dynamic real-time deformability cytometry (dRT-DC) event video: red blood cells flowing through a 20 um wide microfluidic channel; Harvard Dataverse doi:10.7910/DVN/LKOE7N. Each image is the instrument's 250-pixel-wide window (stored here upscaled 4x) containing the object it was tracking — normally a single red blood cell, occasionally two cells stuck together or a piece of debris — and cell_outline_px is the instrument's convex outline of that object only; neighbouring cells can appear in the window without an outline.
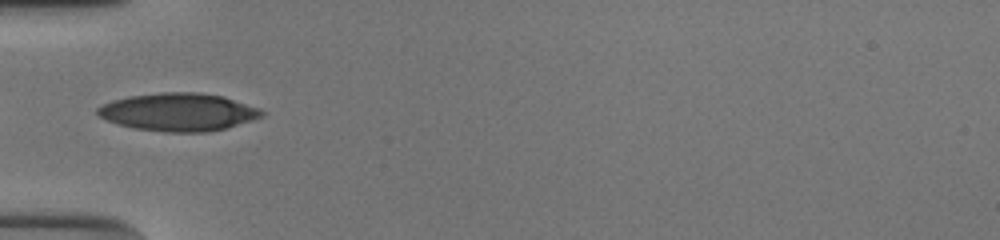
{"species": "human", "species_latin": "Homo sapiens", "temperature_condition": "cold", "stored_images_in_passage": 35, "camera_frame_rate_fps": 3000, "um_per_image_px": 0.085, "donor": {"sex": "male"}, "frame": {"image": 1, "passage_image": 1, "time_ms": 0.0, "image_size_px": [1000, 240], "cell_outline_px": [[264, 116], [228, 128], [208, 132], [164, 132], [132, 128], [116, 124], [100, 116], [96, 112], [96, 108], [104, 104], [128, 96], [164, 92], [200, 92], [224, 96], [260, 108], [264, 112]], "centroid_in_image_um": [15.2, 9.53], "position_along_channel_um": 69.8, "area_um2": 36.41}}
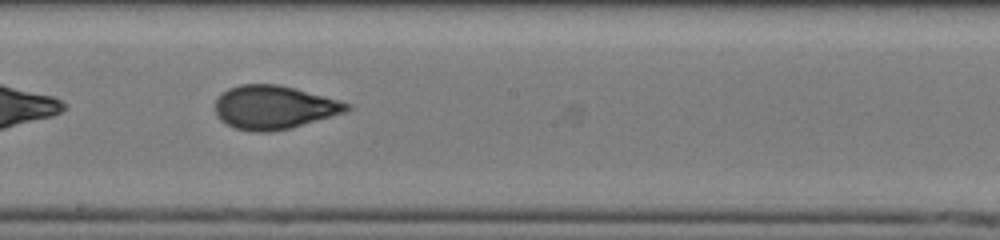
{"frame": {"image": 2, "passage_image": 13, "time_ms": 4.0, "image_size_px": [1000, 240], "cell_outline_px": [[352, 108], [344, 112], [292, 128], [268, 132], [256, 132], [236, 128], [220, 120], [216, 116], [216, 100], [228, 88], [240, 84], [276, 84], [296, 88], [340, 100], [352, 104]], "centroid_in_image_um": [23.31, 9.12], "position_along_channel_um": 224.9, "area_um2": 33.35}}
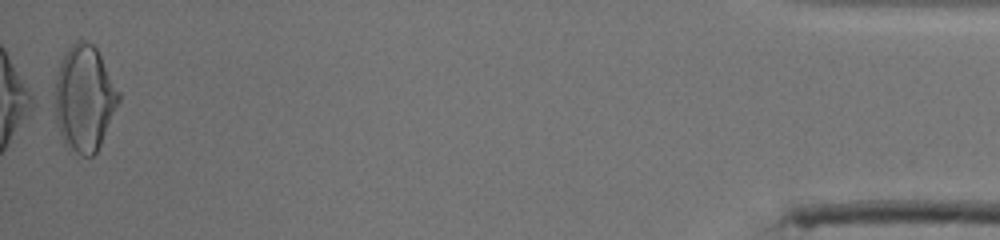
{"frame": {"image": 3, "passage_image": 35, "time_ms": 11.333, "image_size_px": [1000, 240], "cell_outline_px": [[120, 100], [100, 144], [96, 152], [92, 156], [84, 156], [68, 152], [60, 136], [48, 104], [60, 60], [68, 48], [76, 40], [84, 40], [92, 44], [96, 48], [120, 92]], "centroid_in_image_um": [7.06, 8.4], "position_along_channel_um": 428.1, "area_um2": 40.92}, "authors_computed_cell_mechanics": {"area_um2": 33.4662, "velocity_mm_per_s": 3.8985, "shape_relaxation_time_tau1_ms": 4.0597, "shape_relaxation_time_tau2_ms": 1.0195, "deformation_change_tau1": 0.17, "deformation_change_tau2": 0.0639}}